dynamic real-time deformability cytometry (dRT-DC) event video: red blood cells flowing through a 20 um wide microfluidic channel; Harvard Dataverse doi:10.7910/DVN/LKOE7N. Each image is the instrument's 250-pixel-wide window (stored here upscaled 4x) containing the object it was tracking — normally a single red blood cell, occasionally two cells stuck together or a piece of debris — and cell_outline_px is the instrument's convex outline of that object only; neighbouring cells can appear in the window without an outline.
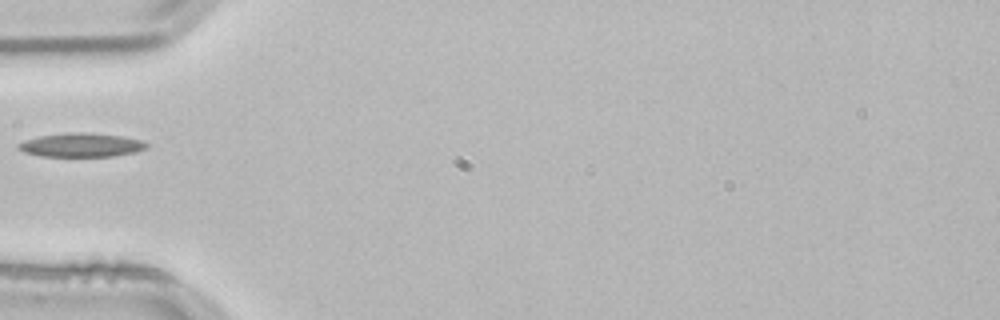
{"species": "common noctule bat (a hibernating species)", "species_latin": "Nyctalus noctula", "temperature_condition": "room temperature", "stored_images_in_passage": 35, "camera_frame_rate_fps": 3000, "um_per_image_px": 0.085, "animal": {"sex": "male", "body_mass_g": 21.5, "forearm_length_mm": 52.0}, "frame": {"image": 1, "passage_image": 1, "time_ms": 0.0, "image_size_px": [1000, 320], "cell_outline_px": [[148, 148], [136, 152], [112, 156], [40, 156], [24, 152], [16, 148], [16, 144], [24, 140], [40, 136], [68, 132], [84, 132], [120, 136], [140, 140], [148, 144]], "centroid_in_image_um": [6.87, 12.33], "position_along_channel_um": 78.1, "area_um2": 17.8}}